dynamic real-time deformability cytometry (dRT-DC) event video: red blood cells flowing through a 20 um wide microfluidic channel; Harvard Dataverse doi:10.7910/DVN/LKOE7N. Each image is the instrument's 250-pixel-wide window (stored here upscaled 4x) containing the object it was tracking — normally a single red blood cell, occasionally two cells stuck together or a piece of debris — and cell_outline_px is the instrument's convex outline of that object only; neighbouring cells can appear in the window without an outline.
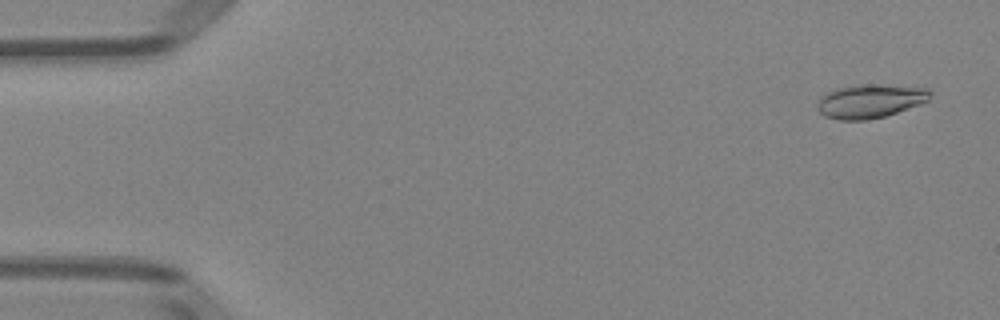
{"species": "Egyptian fruit bat (a non-hibernating species)", "species_latin": "Rousettus aegyptiacus", "temperature_condition": "room temperature", "stored_images_in_passage": 14, "camera_frame_rate_fps": 3000, "um_per_image_px": 0.085, "animal": {"sex": "female"}, "frame": {"image": 1, "passage_image": 3, "time_ms": 0.667, "image_size_px": [1000, 320], "cell_outline_px": [[932, 92], [928, 100], [920, 104], [884, 116], [868, 120], [840, 120], [824, 116], [816, 108], [816, 104], [820, 96], [836, 88], [860, 84], [880, 84], [932, 88]], "centroid_in_image_um": [73.95, 8.58], "position_along_channel_um": 11.0, "area_um2": 22.43}}
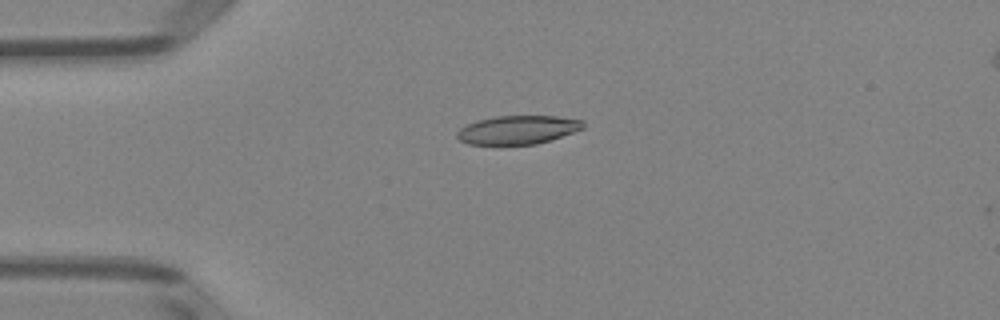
{"frame": {"image": 2, "passage_image": 13, "time_ms": 4.0, "image_size_px": [1000, 320], "cell_outline_px": [[584, 128], [536, 144], [468, 144], [460, 140], [456, 136], [456, 132], [460, 128], [476, 120], [496, 116], [556, 116], [584, 120]], "centroid_in_image_um": [43.98, 11.02], "position_along_channel_um": 41.0, "area_um2": 20.81}}